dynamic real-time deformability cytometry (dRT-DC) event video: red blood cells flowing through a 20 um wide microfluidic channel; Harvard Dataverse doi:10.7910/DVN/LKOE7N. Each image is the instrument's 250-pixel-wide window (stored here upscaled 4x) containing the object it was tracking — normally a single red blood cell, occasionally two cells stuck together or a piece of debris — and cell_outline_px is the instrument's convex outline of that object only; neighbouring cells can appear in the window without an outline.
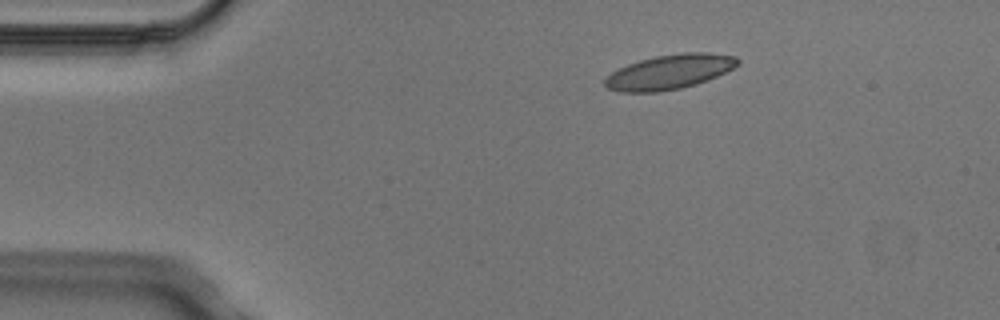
{"species": "Egyptian fruit bat (a non-hibernating species)", "species_latin": "Rousettus aegyptiacus", "temperature_condition": "cold", "stored_images_in_passage": 4, "camera_frame_rate_fps": 3000, "um_per_image_px": 0.085, "animal": {"sex": "male"}, "frame": {"image": 1, "passage_image": 1, "time_ms": 0.0, "image_size_px": [1000, 320], "cell_outline_px": [[740, 64], [708, 80], [696, 84], [680, 88], [660, 92], [620, 92], [608, 88], [604, 84], [604, 76], [628, 64], [640, 60], [656, 56], [680, 52], [708, 52], [736, 56], [740, 60]], "centroid_in_image_um": [56.9, 6.1], "position_along_channel_um": 28.1, "area_um2": 26.88}}
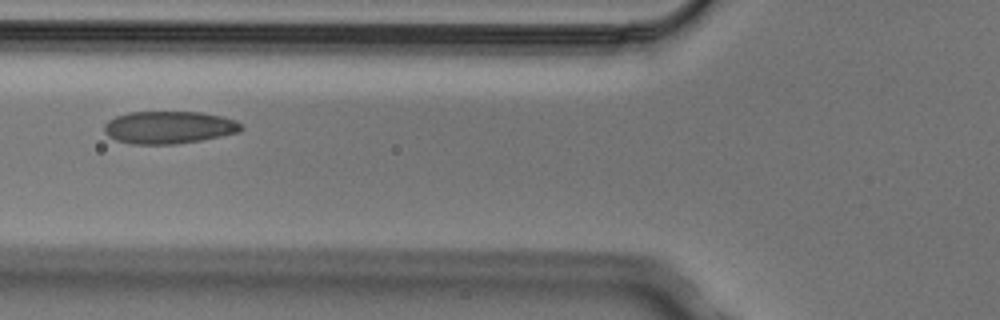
{"frame": {"image": 2, "passage_image": 4, "time_ms": 1.0, "image_size_px": [1000, 320], "cell_outline_px": [[244, 128], [240, 132], [200, 140], [176, 144], [132, 144], [116, 140], [108, 136], [104, 132], [104, 124], [108, 120], [116, 116], [128, 112], [200, 112], [220, 116], [236, 120], [244, 124]], "centroid_in_image_um": [14.36, 10.82], "position_along_channel_um": 111.4, "area_um2": 26.07}}